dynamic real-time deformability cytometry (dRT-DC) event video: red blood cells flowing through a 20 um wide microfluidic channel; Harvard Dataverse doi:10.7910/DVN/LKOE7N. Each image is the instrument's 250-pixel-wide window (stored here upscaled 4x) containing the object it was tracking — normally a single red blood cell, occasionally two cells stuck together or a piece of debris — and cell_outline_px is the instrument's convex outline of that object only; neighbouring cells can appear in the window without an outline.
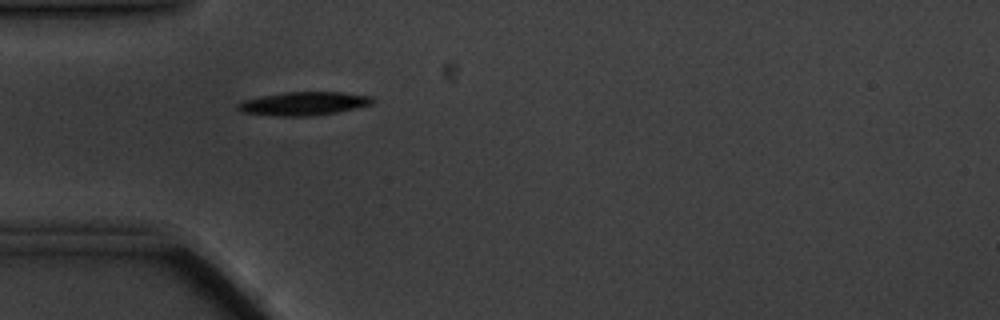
{"species": "common noctule bat (a hibernating species)", "species_latin": "Nyctalus noctula", "temperature_condition": "cold", "stored_images_in_passage": 43, "camera_frame_rate_fps": 3000, "um_per_image_px": 0.085, "animal": {"sex": "male", "body_mass_g": 20.1, "forearm_length_mm": 53.5}, "frame": {"image": 1, "passage_image": 2, "time_ms": 0.333, "image_size_px": [1000, 320], "cell_outline_px": [[372, 104], [336, 112], [308, 116], [276, 116], [240, 112], [236, 108], [236, 104], [244, 100], [284, 92], [340, 92], [372, 96]], "centroid_in_image_um": [25.76, 8.8], "position_along_channel_um": 59.2, "area_um2": 18.21}}
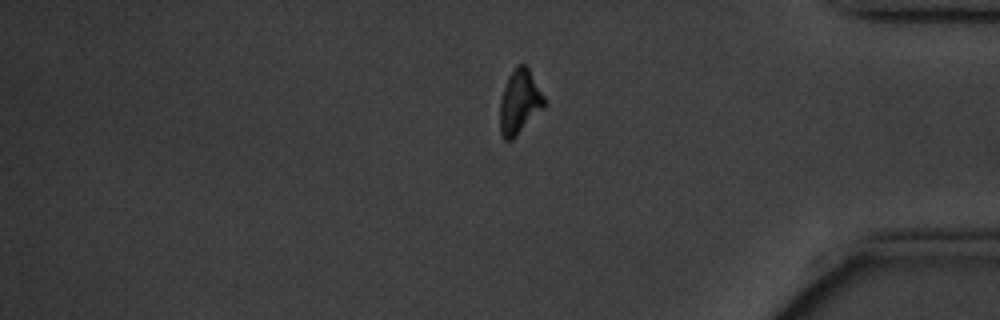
{"frame": {"image": 2, "passage_image": 33, "time_ms": 10.667, "image_size_px": [1000, 320], "cell_outline_px": [[548, 104], [512, 140], [504, 140], [500, 132], [500, 100], [504, 88], [516, 64], [524, 64], [528, 68], [544, 96]], "centroid_in_image_um": [44.18, 8.69], "position_along_channel_um": 391.0, "area_um2": 16.47}}
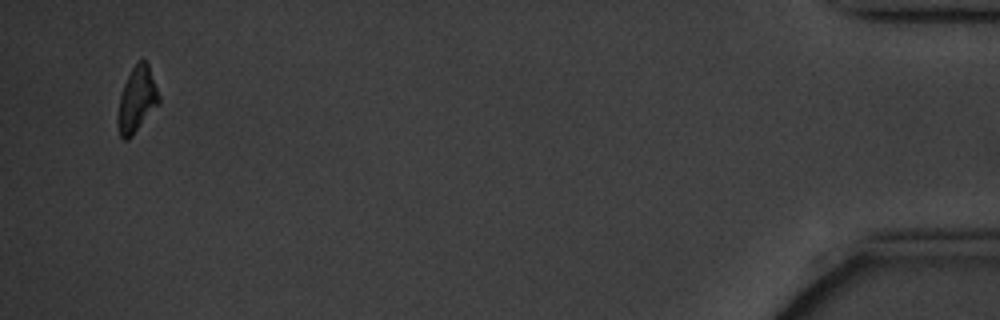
{"frame": {"image": 3, "passage_image": 41, "time_ms": 13.333, "image_size_px": [1000, 320], "cell_outline_px": [[160, 104], [132, 136], [128, 140], [124, 140], [120, 136], [116, 124], [120, 96], [124, 84], [132, 68], [140, 60], [144, 60], [148, 64], [160, 96]], "centroid_in_image_um": [11.64, 8.52], "position_along_channel_um": 423.6, "area_um2": 15.72}, "authors_computed_cell_mechanics": {"area_um2": 17.2244, "velocity_mm_per_s": 3.4599, "shape_relaxation_time_tau1_ms": 2.9266, "shape_relaxation_time_tau2_ms": null, "deformation_change_tau1": 0.1453, "deformation_change_tau2": null}}